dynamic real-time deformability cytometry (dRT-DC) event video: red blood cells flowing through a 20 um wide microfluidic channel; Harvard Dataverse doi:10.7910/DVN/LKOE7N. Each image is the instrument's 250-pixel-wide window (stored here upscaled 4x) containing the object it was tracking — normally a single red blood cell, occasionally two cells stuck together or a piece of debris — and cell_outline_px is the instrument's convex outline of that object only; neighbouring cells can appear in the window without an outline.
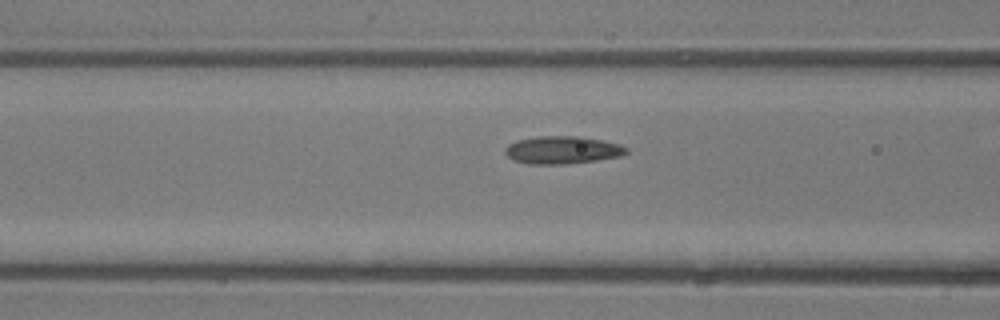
{"species": "common noctule bat (a hibernating species)", "species_latin": "Nyctalus noctula", "temperature_condition": "room temperature", "stored_images_in_passage": 16, "camera_frame_rate_fps": 3000, "um_per_image_px": 0.085, "animal": {"sex": "male", "body_mass_g": 13.3}, "frame": {"image": 1, "passage_image": 14, "time_ms": 4.333, "image_size_px": [1000, 320], "cell_outline_px": [[628, 152], [620, 156], [596, 160], [564, 164], [528, 164], [512, 160], [504, 152], [504, 148], [508, 144], [516, 140], [536, 136], [580, 136], [604, 140], [620, 144], [628, 148]], "centroid_in_image_um": [47.78, 12.74], "position_along_channel_um": 118.8, "area_um2": 19.77}}